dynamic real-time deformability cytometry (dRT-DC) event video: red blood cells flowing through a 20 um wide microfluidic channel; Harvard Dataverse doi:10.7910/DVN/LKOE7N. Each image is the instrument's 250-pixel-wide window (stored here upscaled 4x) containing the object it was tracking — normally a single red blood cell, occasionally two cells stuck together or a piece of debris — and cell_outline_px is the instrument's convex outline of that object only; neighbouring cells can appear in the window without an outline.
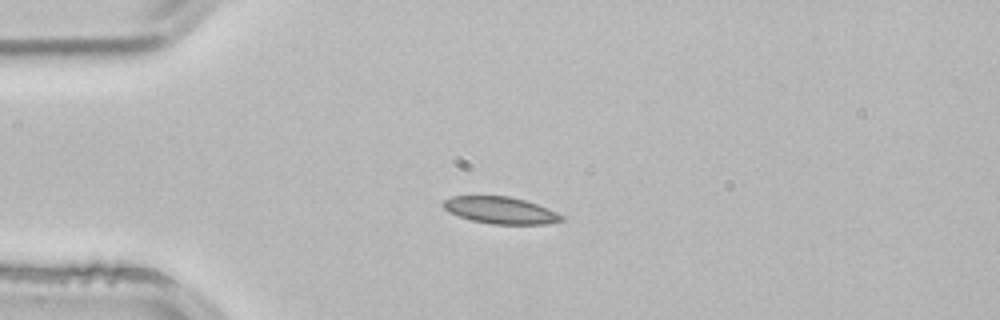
{"species": "common noctule bat (a hibernating species)", "species_latin": "Nyctalus noctula", "temperature_condition": "room temperature", "stored_images_in_passage": 2, "camera_frame_rate_fps": 3000, "um_per_image_px": 0.085, "animal": {"sex": "male", "body_mass_g": 21.5, "forearm_length_mm": 52.0}, "frame": {"image": 1, "passage_image": 1, "time_ms": 0.0, "image_size_px": [1000, 320], "cell_outline_px": [[564, 220], [544, 224], [492, 224], [472, 220], [448, 212], [440, 204], [444, 200], [452, 196], [508, 196], [524, 200], [548, 208], [564, 216]], "centroid_in_image_um": [42.52, 17.87], "position_along_channel_um": 42.5, "area_um2": 18.44}}